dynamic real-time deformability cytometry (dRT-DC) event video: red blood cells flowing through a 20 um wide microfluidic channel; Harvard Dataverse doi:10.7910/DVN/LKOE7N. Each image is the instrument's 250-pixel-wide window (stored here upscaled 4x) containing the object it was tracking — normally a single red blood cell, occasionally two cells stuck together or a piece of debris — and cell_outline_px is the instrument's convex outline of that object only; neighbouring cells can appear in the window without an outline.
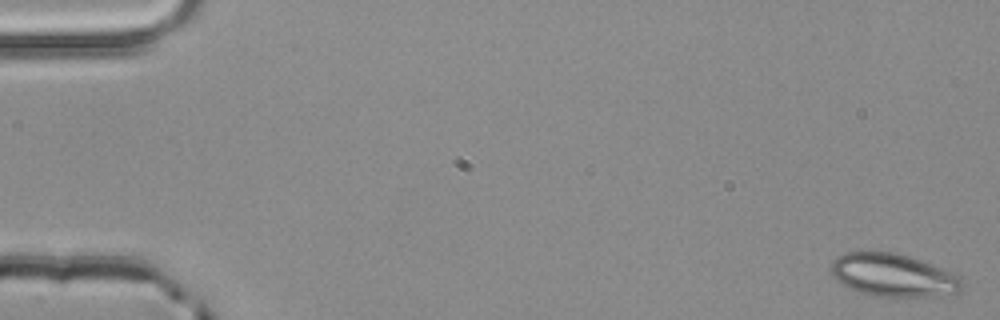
{"species": "common noctule bat (a hibernating species)", "species_latin": "Nyctalus noctula", "temperature_condition": "room temperature", "stored_images_in_passage": 3, "camera_frame_rate_fps": 3000, "um_per_image_px": 0.085, "animal": {"sex": "male", "body_mass_g": 20.4}, "frame": {"image": 1, "passage_image": 1, "time_ms": 0.0, "image_size_px": [1000, 320], "cell_outline_px": [[964, 284], [960, 292], [944, 300], [872, 296], [848, 288], [836, 280], [832, 276], [832, 260], [848, 252], [892, 252], [908, 256], [920, 260], [960, 276]], "centroid_in_image_um": [76.04, 23.48], "position_along_channel_um": 9.0, "area_um2": 33.87}}